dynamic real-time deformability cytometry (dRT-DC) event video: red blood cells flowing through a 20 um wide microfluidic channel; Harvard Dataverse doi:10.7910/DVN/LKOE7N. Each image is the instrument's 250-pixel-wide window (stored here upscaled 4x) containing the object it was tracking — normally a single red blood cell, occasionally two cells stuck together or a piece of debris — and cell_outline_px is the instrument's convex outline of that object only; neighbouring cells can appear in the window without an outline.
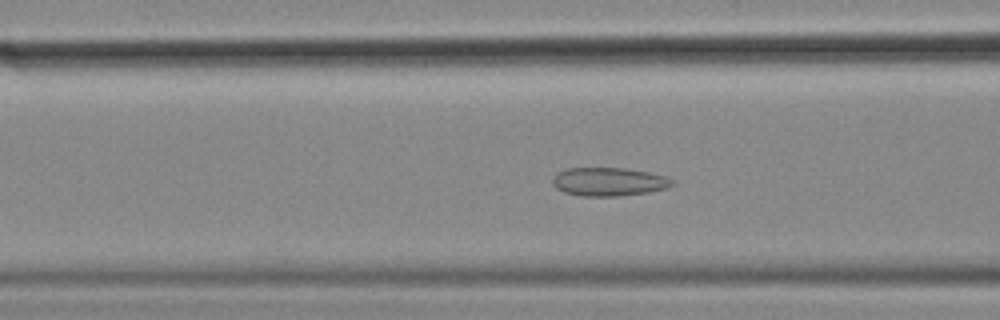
{"species": "common noctule bat (a hibernating species)", "species_latin": "Nyctalus noctula", "temperature_condition": "cold", "stored_images_in_passage": 39, "camera_frame_rate_fps": 3000, "um_per_image_px": 0.085, "animal": {"sex": "female", "body_mass_g": 18.4}, "frame": {"image": 1, "passage_image": 14, "time_ms": 4.333, "image_size_px": [1000, 320], "cell_outline_px": [[676, 184], [668, 188], [648, 192], [616, 196], [580, 196], [564, 192], [556, 188], [552, 184], [552, 180], [560, 172], [568, 168], [624, 168], [648, 172], [664, 176], [672, 180]], "centroid_in_image_um": [51.77, 15.45], "position_along_channel_um": 114.8, "area_um2": 19.71}}
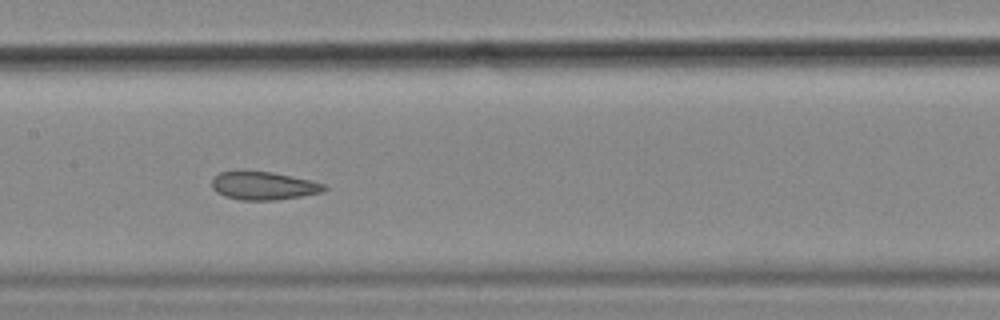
{"frame": {"image": 2, "passage_image": 20, "time_ms": 6.333, "image_size_px": [1000, 320], "cell_outline_px": [[328, 188], [324, 192], [276, 200], [240, 200], [224, 196], [216, 192], [212, 188], [212, 180], [220, 172], [272, 172], [312, 180], [324, 184]], "centroid_in_image_um": [22.43, 15.8], "position_along_channel_um": 185.0, "area_um2": 18.26}}
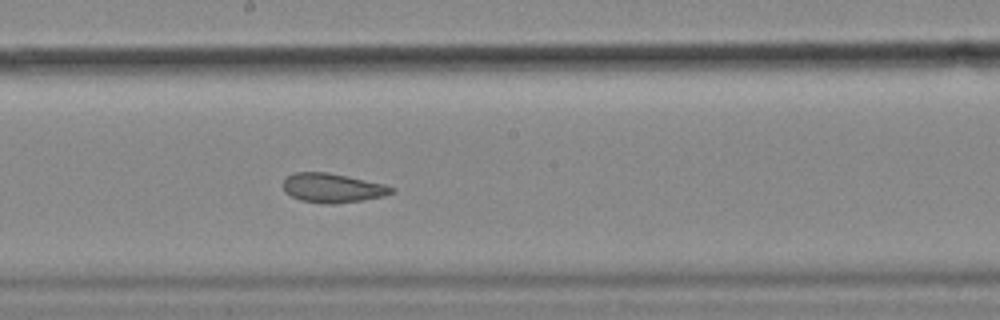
{"frame": {"image": 3, "passage_image": 23, "time_ms": 7.333, "image_size_px": [1000, 320], "cell_outline_px": [[396, 192], [384, 196], [364, 200], [332, 204], [328, 204], [300, 200], [284, 192], [284, 180], [288, 176], [296, 172], [328, 172], [384, 184], [396, 188]], "centroid_in_image_um": [28.3, 15.98], "position_along_channel_um": 219.9, "area_um2": 18.44}, "authors_computed_cell_mechanics": {"area_um2": 19.1318, "velocity_mm_per_s": 3.5175, "shape_relaxation_time_tau1_ms": null, "shape_relaxation_time_tau2_ms": 2.1908, "deformation_change_tau1": null, "deformation_change_tau2": 0.0726}}